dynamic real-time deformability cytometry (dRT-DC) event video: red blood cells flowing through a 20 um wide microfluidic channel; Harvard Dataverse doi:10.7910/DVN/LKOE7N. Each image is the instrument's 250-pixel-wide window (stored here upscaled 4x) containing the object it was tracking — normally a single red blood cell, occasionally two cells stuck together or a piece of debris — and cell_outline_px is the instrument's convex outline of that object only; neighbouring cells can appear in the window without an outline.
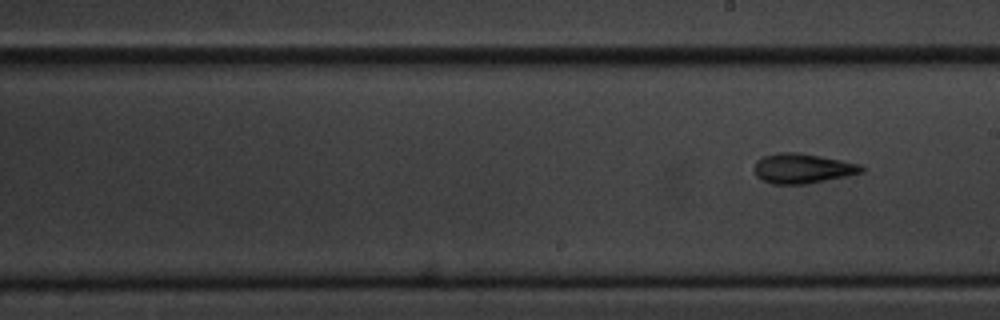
{"species": "common noctule bat (a hibernating species)", "species_latin": "Nyctalus noctula", "temperature_condition": "cold", "stored_images_in_passage": 7, "segment_of_instrument_passage": [2, 2], "camera_frame_rate_fps": 3000, "um_per_image_px": 0.085, "animal": {"sex": "male", "body_mass_g": 20.1, "forearm_length_mm": 53.5}, "frame": {"image": 1, "passage_image": 7, "time_ms": 8.0, "image_size_px": [1000, 320], "cell_outline_px": [[864, 172], [808, 184], [772, 184], [760, 180], [756, 176], [752, 168], [756, 160], [764, 156], [780, 152], [796, 152], [820, 156], [860, 164], [864, 168]], "centroid_in_image_um": [68.16, 14.32], "position_along_channel_um": 220.8, "area_um2": 18.79}}